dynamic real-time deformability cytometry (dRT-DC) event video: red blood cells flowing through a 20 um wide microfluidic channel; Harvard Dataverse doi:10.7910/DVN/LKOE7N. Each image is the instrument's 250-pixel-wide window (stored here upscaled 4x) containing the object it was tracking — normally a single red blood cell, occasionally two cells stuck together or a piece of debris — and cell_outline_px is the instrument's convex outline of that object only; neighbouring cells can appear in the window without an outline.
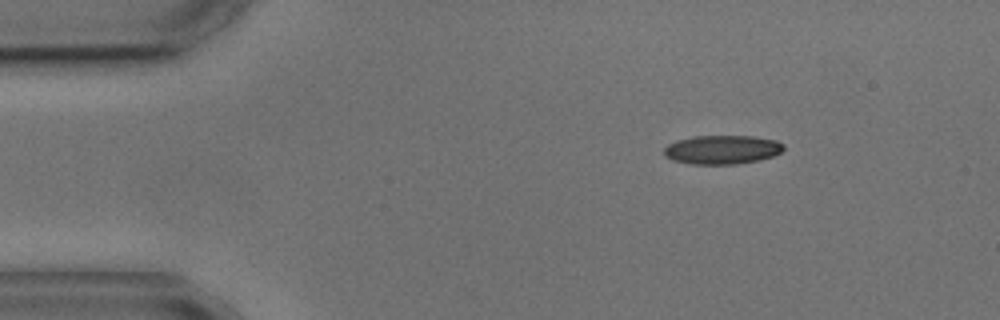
{"species": "common noctule bat (a hibernating species)", "species_latin": "Nyctalus noctula", "temperature_condition": "cold", "stored_images_in_passage": 3, "camera_frame_rate_fps": 3000, "um_per_image_px": 0.085, "animal": {"sex": "male", "body_mass_g": 17.9, "forearm_length_mm": 54.2}, "frame": {"image": 1, "passage_image": 1, "time_ms": 0.0, "image_size_px": [1000, 320], "cell_outline_px": [[784, 148], [780, 152], [772, 156], [760, 160], [736, 164], [692, 164], [672, 160], [664, 156], [664, 148], [668, 144], [676, 140], [696, 136], [752, 136], [776, 140], [784, 144]], "centroid_in_image_um": [61.37, 12.72], "position_along_channel_um": 23.6, "area_um2": 20.17}}